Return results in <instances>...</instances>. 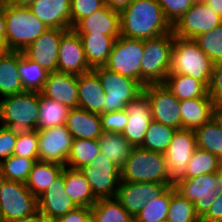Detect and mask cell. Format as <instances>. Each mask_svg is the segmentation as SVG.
I'll return each mask as SVG.
<instances>
[{"instance_id": "obj_1", "label": "cell", "mask_w": 222, "mask_h": 222, "mask_svg": "<svg viewBox=\"0 0 222 222\" xmlns=\"http://www.w3.org/2000/svg\"><path fill=\"white\" fill-rule=\"evenodd\" d=\"M119 13L124 37L146 40L172 32V25L157 0H133Z\"/></svg>"}, {"instance_id": "obj_2", "label": "cell", "mask_w": 222, "mask_h": 222, "mask_svg": "<svg viewBox=\"0 0 222 222\" xmlns=\"http://www.w3.org/2000/svg\"><path fill=\"white\" fill-rule=\"evenodd\" d=\"M40 93L24 91L0 98V125L20 136L37 130Z\"/></svg>"}, {"instance_id": "obj_3", "label": "cell", "mask_w": 222, "mask_h": 222, "mask_svg": "<svg viewBox=\"0 0 222 222\" xmlns=\"http://www.w3.org/2000/svg\"><path fill=\"white\" fill-rule=\"evenodd\" d=\"M121 181L139 183H174L168 175L165 154L133 147L121 168Z\"/></svg>"}, {"instance_id": "obj_4", "label": "cell", "mask_w": 222, "mask_h": 222, "mask_svg": "<svg viewBox=\"0 0 222 222\" xmlns=\"http://www.w3.org/2000/svg\"><path fill=\"white\" fill-rule=\"evenodd\" d=\"M214 62L193 39L174 36L169 74L188 75L209 86Z\"/></svg>"}, {"instance_id": "obj_5", "label": "cell", "mask_w": 222, "mask_h": 222, "mask_svg": "<svg viewBox=\"0 0 222 222\" xmlns=\"http://www.w3.org/2000/svg\"><path fill=\"white\" fill-rule=\"evenodd\" d=\"M6 19L5 41L10 51L23 52L49 29L28 7L4 5Z\"/></svg>"}, {"instance_id": "obj_6", "label": "cell", "mask_w": 222, "mask_h": 222, "mask_svg": "<svg viewBox=\"0 0 222 222\" xmlns=\"http://www.w3.org/2000/svg\"><path fill=\"white\" fill-rule=\"evenodd\" d=\"M174 34L167 33L152 39L144 40V54L140 68V83H164L170 73L171 54Z\"/></svg>"}, {"instance_id": "obj_7", "label": "cell", "mask_w": 222, "mask_h": 222, "mask_svg": "<svg viewBox=\"0 0 222 222\" xmlns=\"http://www.w3.org/2000/svg\"><path fill=\"white\" fill-rule=\"evenodd\" d=\"M105 91L104 113L124 110L129 101L143 93L144 86L131 77L108 70L104 66L92 68Z\"/></svg>"}, {"instance_id": "obj_8", "label": "cell", "mask_w": 222, "mask_h": 222, "mask_svg": "<svg viewBox=\"0 0 222 222\" xmlns=\"http://www.w3.org/2000/svg\"><path fill=\"white\" fill-rule=\"evenodd\" d=\"M0 196V222H13L38 211V200L25 183L4 180Z\"/></svg>"}, {"instance_id": "obj_9", "label": "cell", "mask_w": 222, "mask_h": 222, "mask_svg": "<svg viewBox=\"0 0 222 222\" xmlns=\"http://www.w3.org/2000/svg\"><path fill=\"white\" fill-rule=\"evenodd\" d=\"M175 190L194 204L195 212L201 219L215 201L222 186L218 173L200 175L190 179H179Z\"/></svg>"}, {"instance_id": "obj_10", "label": "cell", "mask_w": 222, "mask_h": 222, "mask_svg": "<svg viewBox=\"0 0 222 222\" xmlns=\"http://www.w3.org/2000/svg\"><path fill=\"white\" fill-rule=\"evenodd\" d=\"M143 54L144 40L131 39L120 35L115 40L104 67L140 82V68Z\"/></svg>"}, {"instance_id": "obj_11", "label": "cell", "mask_w": 222, "mask_h": 222, "mask_svg": "<svg viewBox=\"0 0 222 222\" xmlns=\"http://www.w3.org/2000/svg\"><path fill=\"white\" fill-rule=\"evenodd\" d=\"M80 171L84 174L97 199L117 196L121 180V168L110 162L101 152L90 165L84 166Z\"/></svg>"}, {"instance_id": "obj_12", "label": "cell", "mask_w": 222, "mask_h": 222, "mask_svg": "<svg viewBox=\"0 0 222 222\" xmlns=\"http://www.w3.org/2000/svg\"><path fill=\"white\" fill-rule=\"evenodd\" d=\"M222 23V18L202 1L193 5L172 26L174 36L194 39L200 34L209 32Z\"/></svg>"}, {"instance_id": "obj_13", "label": "cell", "mask_w": 222, "mask_h": 222, "mask_svg": "<svg viewBox=\"0 0 222 222\" xmlns=\"http://www.w3.org/2000/svg\"><path fill=\"white\" fill-rule=\"evenodd\" d=\"M143 92L149 99L153 121L181 129L180 101L164 83L148 84Z\"/></svg>"}, {"instance_id": "obj_14", "label": "cell", "mask_w": 222, "mask_h": 222, "mask_svg": "<svg viewBox=\"0 0 222 222\" xmlns=\"http://www.w3.org/2000/svg\"><path fill=\"white\" fill-rule=\"evenodd\" d=\"M37 133L39 161L66 166L74 139L66 125L37 130Z\"/></svg>"}, {"instance_id": "obj_15", "label": "cell", "mask_w": 222, "mask_h": 222, "mask_svg": "<svg viewBox=\"0 0 222 222\" xmlns=\"http://www.w3.org/2000/svg\"><path fill=\"white\" fill-rule=\"evenodd\" d=\"M197 148L193 129H177L166 150L169 178L175 183L185 174L186 168Z\"/></svg>"}, {"instance_id": "obj_16", "label": "cell", "mask_w": 222, "mask_h": 222, "mask_svg": "<svg viewBox=\"0 0 222 222\" xmlns=\"http://www.w3.org/2000/svg\"><path fill=\"white\" fill-rule=\"evenodd\" d=\"M174 183H139L121 181L116 198L135 217L150 199L161 196Z\"/></svg>"}, {"instance_id": "obj_17", "label": "cell", "mask_w": 222, "mask_h": 222, "mask_svg": "<svg viewBox=\"0 0 222 222\" xmlns=\"http://www.w3.org/2000/svg\"><path fill=\"white\" fill-rule=\"evenodd\" d=\"M57 71L77 76L92 71L81 37L73 29L67 30L60 39Z\"/></svg>"}, {"instance_id": "obj_18", "label": "cell", "mask_w": 222, "mask_h": 222, "mask_svg": "<svg viewBox=\"0 0 222 222\" xmlns=\"http://www.w3.org/2000/svg\"><path fill=\"white\" fill-rule=\"evenodd\" d=\"M66 31L67 29H47L23 51V54L49 73L57 71L60 39Z\"/></svg>"}, {"instance_id": "obj_19", "label": "cell", "mask_w": 222, "mask_h": 222, "mask_svg": "<svg viewBox=\"0 0 222 222\" xmlns=\"http://www.w3.org/2000/svg\"><path fill=\"white\" fill-rule=\"evenodd\" d=\"M124 111L128 115V121L122 135L133 147H139L152 121L149 99L143 92L136 99L129 101Z\"/></svg>"}, {"instance_id": "obj_20", "label": "cell", "mask_w": 222, "mask_h": 222, "mask_svg": "<svg viewBox=\"0 0 222 222\" xmlns=\"http://www.w3.org/2000/svg\"><path fill=\"white\" fill-rule=\"evenodd\" d=\"M37 200L38 210L49 222L78 207L65 192L64 169Z\"/></svg>"}, {"instance_id": "obj_21", "label": "cell", "mask_w": 222, "mask_h": 222, "mask_svg": "<svg viewBox=\"0 0 222 222\" xmlns=\"http://www.w3.org/2000/svg\"><path fill=\"white\" fill-rule=\"evenodd\" d=\"M41 93L70 109L78 108V76L64 72H50Z\"/></svg>"}, {"instance_id": "obj_22", "label": "cell", "mask_w": 222, "mask_h": 222, "mask_svg": "<svg viewBox=\"0 0 222 222\" xmlns=\"http://www.w3.org/2000/svg\"><path fill=\"white\" fill-rule=\"evenodd\" d=\"M72 29L78 34H104L117 39L121 35L120 13L104 5L89 17L79 20Z\"/></svg>"}, {"instance_id": "obj_23", "label": "cell", "mask_w": 222, "mask_h": 222, "mask_svg": "<svg viewBox=\"0 0 222 222\" xmlns=\"http://www.w3.org/2000/svg\"><path fill=\"white\" fill-rule=\"evenodd\" d=\"M71 0H34L28 8L48 28L72 29Z\"/></svg>"}, {"instance_id": "obj_24", "label": "cell", "mask_w": 222, "mask_h": 222, "mask_svg": "<svg viewBox=\"0 0 222 222\" xmlns=\"http://www.w3.org/2000/svg\"><path fill=\"white\" fill-rule=\"evenodd\" d=\"M105 91L98 76L87 72L78 76V108L91 113H104Z\"/></svg>"}, {"instance_id": "obj_25", "label": "cell", "mask_w": 222, "mask_h": 222, "mask_svg": "<svg viewBox=\"0 0 222 222\" xmlns=\"http://www.w3.org/2000/svg\"><path fill=\"white\" fill-rule=\"evenodd\" d=\"M65 125L74 139H99L103 132L100 115L81 108L70 109Z\"/></svg>"}, {"instance_id": "obj_26", "label": "cell", "mask_w": 222, "mask_h": 222, "mask_svg": "<svg viewBox=\"0 0 222 222\" xmlns=\"http://www.w3.org/2000/svg\"><path fill=\"white\" fill-rule=\"evenodd\" d=\"M181 129L201 127L213 118L214 105L211 98H194L180 101Z\"/></svg>"}, {"instance_id": "obj_27", "label": "cell", "mask_w": 222, "mask_h": 222, "mask_svg": "<svg viewBox=\"0 0 222 222\" xmlns=\"http://www.w3.org/2000/svg\"><path fill=\"white\" fill-rule=\"evenodd\" d=\"M65 192L78 207H92L98 200L84 174L77 169L64 167Z\"/></svg>"}, {"instance_id": "obj_28", "label": "cell", "mask_w": 222, "mask_h": 222, "mask_svg": "<svg viewBox=\"0 0 222 222\" xmlns=\"http://www.w3.org/2000/svg\"><path fill=\"white\" fill-rule=\"evenodd\" d=\"M83 43L85 57L91 68L104 66L112 51L115 38L104 34H79Z\"/></svg>"}, {"instance_id": "obj_29", "label": "cell", "mask_w": 222, "mask_h": 222, "mask_svg": "<svg viewBox=\"0 0 222 222\" xmlns=\"http://www.w3.org/2000/svg\"><path fill=\"white\" fill-rule=\"evenodd\" d=\"M64 167L62 164L36 161L25 184L32 194L38 198L62 173Z\"/></svg>"}, {"instance_id": "obj_30", "label": "cell", "mask_w": 222, "mask_h": 222, "mask_svg": "<svg viewBox=\"0 0 222 222\" xmlns=\"http://www.w3.org/2000/svg\"><path fill=\"white\" fill-rule=\"evenodd\" d=\"M98 144L101 154L120 168L125 165L126 159L133 149L122 133L103 131L98 139Z\"/></svg>"}, {"instance_id": "obj_31", "label": "cell", "mask_w": 222, "mask_h": 222, "mask_svg": "<svg viewBox=\"0 0 222 222\" xmlns=\"http://www.w3.org/2000/svg\"><path fill=\"white\" fill-rule=\"evenodd\" d=\"M164 84L179 101L194 98H210L208 88L200 80L188 75L168 74Z\"/></svg>"}, {"instance_id": "obj_32", "label": "cell", "mask_w": 222, "mask_h": 222, "mask_svg": "<svg viewBox=\"0 0 222 222\" xmlns=\"http://www.w3.org/2000/svg\"><path fill=\"white\" fill-rule=\"evenodd\" d=\"M24 92L18 72V51H10L0 59V97Z\"/></svg>"}, {"instance_id": "obj_33", "label": "cell", "mask_w": 222, "mask_h": 222, "mask_svg": "<svg viewBox=\"0 0 222 222\" xmlns=\"http://www.w3.org/2000/svg\"><path fill=\"white\" fill-rule=\"evenodd\" d=\"M18 72L24 91L41 93L49 72L21 51H18Z\"/></svg>"}, {"instance_id": "obj_34", "label": "cell", "mask_w": 222, "mask_h": 222, "mask_svg": "<svg viewBox=\"0 0 222 222\" xmlns=\"http://www.w3.org/2000/svg\"><path fill=\"white\" fill-rule=\"evenodd\" d=\"M70 108L40 93L39 116L37 130L54 128L66 124Z\"/></svg>"}, {"instance_id": "obj_35", "label": "cell", "mask_w": 222, "mask_h": 222, "mask_svg": "<svg viewBox=\"0 0 222 222\" xmlns=\"http://www.w3.org/2000/svg\"><path fill=\"white\" fill-rule=\"evenodd\" d=\"M91 215L92 222H134L116 197L98 199L91 207Z\"/></svg>"}, {"instance_id": "obj_36", "label": "cell", "mask_w": 222, "mask_h": 222, "mask_svg": "<svg viewBox=\"0 0 222 222\" xmlns=\"http://www.w3.org/2000/svg\"><path fill=\"white\" fill-rule=\"evenodd\" d=\"M100 152L98 139H73L66 167L80 170L90 165Z\"/></svg>"}, {"instance_id": "obj_37", "label": "cell", "mask_w": 222, "mask_h": 222, "mask_svg": "<svg viewBox=\"0 0 222 222\" xmlns=\"http://www.w3.org/2000/svg\"><path fill=\"white\" fill-rule=\"evenodd\" d=\"M176 130L152 120L139 147L153 152L165 153Z\"/></svg>"}, {"instance_id": "obj_38", "label": "cell", "mask_w": 222, "mask_h": 222, "mask_svg": "<svg viewBox=\"0 0 222 222\" xmlns=\"http://www.w3.org/2000/svg\"><path fill=\"white\" fill-rule=\"evenodd\" d=\"M197 147L217 157L222 155V130L214 118L195 130Z\"/></svg>"}, {"instance_id": "obj_39", "label": "cell", "mask_w": 222, "mask_h": 222, "mask_svg": "<svg viewBox=\"0 0 222 222\" xmlns=\"http://www.w3.org/2000/svg\"><path fill=\"white\" fill-rule=\"evenodd\" d=\"M219 167V157L197 147L190 158L184 176L180 179H190L200 175L217 173Z\"/></svg>"}, {"instance_id": "obj_40", "label": "cell", "mask_w": 222, "mask_h": 222, "mask_svg": "<svg viewBox=\"0 0 222 222\" xmlns=\"http://www.w3.org/2000/svg\"><path fill=\"white\" fill-rule=\"evenodd\" d=\"M171 201V186L159 197L150 199L134 217V222H164Z\"/></svg>"}, {"instance_id": "obj_41", "label": "cell", "mask_w": 222, "mask_h": 222, "mask_svg": "<svg viewBox=\"0 0 222 222\" xmlns=\"http://www.w3.org/2000/svg\"><path fill=\"white\" fill-rule=\"evenodd\" d=\"M167 222H200L194 208V204L183 197L171 185V201L167 215Z\"/></svg>"}, {"instance_id": "obj_42", "label": "cell", "mask_w": 222, "mask_h": 222, "mask_svg": "<svg viewBox=\"0 0 222 222\" xmlns=\"http://www.w3.org/2000/svg\"><path fill=\"white\" fill-rule=\"evenodd\" d=\"M36 161H39V159L11 155L0 162V169L6 180L26 183Z\"/></svg>"}, {"instance_id": "obj_43", "label": "cell", "mask_w": 222, "mask_h": 222, "mask_svg": "<svg viewBox=\"0 0 222 222\" xmlns=\"http://www.w3.org/2000/svg\"><path fill=\"white\" fill-rule=\"evenodd\" d=\"M193 40L213 62L222 61V23Z\"/></svg>"}, {"instance_id": "obj_44", "label": "cell", "mask_w": 222, "mask_h": 222, "mask_svg": "<svg viewBox=\"0 0 222 222\" xmlns=\"http://www.w3.org/2000/svg\"><path fill=\"white\" fill-rule=\"evenodd\" d=\"M13 155L28 159H38L37 130H33L29 134L17 136Z\"/></svg>"}, {"instance_id": "obj_45", "label": "cell", "mask_w": 222, "mask_h": 222, "mask_svg": "<svg viewBox=\"0 0 222 222\" xmlns=\"http://www.w3.org/2000/svg\"><path fill=\"white\" fill-rule=\"evenodd\" d=\"M105 5L104 0H71V27L79 20L89 17Z\"/></svg>"}, {"instance_id": "obj_46", "label": "cell", "mask_w": 222, "mask_h": 222, "mask_svg": "<svg viewBox=\"0 0 222 222\" xmlns=\"http://www.w3.org/2000/svg\"><path fill=\"white\" fill-rule=\"evenodd\" d=\"M157 2L162 7L166 19L173 26L195 0H157Z\"/></svg>"}, {"instance_id": "obj_47", "label": "cell", "mask_w": 222, "mask_h": 222, "mask_svg": "<svg viewBox=\"0 0 222 222\" xmlns=\"http://www.w3.org/2000/svg\"><path fill=\"white\" fill-rule=\"evenodd\" d=\"M102 131L122 133L127 125L128 115L124 110L100 114Z\"/></svg>"}, {"instance_id": "obj_48", "label": "cell", "mask_w": 222, "mask_h": 222, "mask_svg": "<svg viewBox=\"0 0 222 222\" xmlns=\"http://www.w3.org/2000/svg\"><path fill=\"white\" fill-rule=\"evenodd\" d=\"M208 95L214 107L222 106V61L214 62Z\"/></svg>"}, {"instance_id": "obj_49", "label": "cell", "mask_w": 222, "mask_h": 222, "mask_svg": "<svg viewBox=\"0 0 222 222\" xmlns=\"http://www.w3.org/2000/svg\"><path fill=\"white\" fill-rule=\"evenodd\" d=\"M17 136L0 125V162L13 155Z\"/></svg>"}, {"instance_id": "obj_50", "label": "cell", "mask_w": 222, "mask_h": 222, "mask_svg": "<svg viewBox=\"0 0 222 222\" xmlns=\"http://www.w3.org/2000/svg\"><path fill=\"white\" fill-rule=\"evenodd\" d=\"M50 222H92L90 207H77L64 216L51 220Z\"/></svg>"}, {"instance_id": "obj_51", "label": "cell", "mask_w": 222, "mask_h": 222, "mask_svg": "<svg viewBox=\"0 0 222 222\" xmlns=\"http://www.w3.org/2000/svg\"><path fill=\"white\" fill-rule=\"evenodd\" d=\"M215 201L200 222H222V188L215 196Z\"/></svg>"}, {"instance_id": "obj_52", "label": "cell", "mask_w": 222, "mask_h": 222, "mask_svg": "<svg viewBox=\"0 0 222 222\" xmlns=\"http://www.w3.org/2000/svg\"><path fill=\"white\" fill-rule=\"evenodd\" d=\"M133 0H104L105 5L110 9L120 12L128 7Z\"/></svg>"}, {"instance_id": "obj_53", "label": "cell", "mask_w": 222, "mask_h": 222, "mask_svg": "<svg viewBox=\"0 0 222 222\" xmlns=\"http://www.w3.org/2000/svg\"><path fill=\"white\" fill-rule=\"evenodd\" d=\"M13 222H49L48 219L38 210L34 214Z\"/></svg>"}, {"instance_id": "obj_54", "label": "cell", "mask_w": 222, "mask_h": 222, "mask_svg": "<svg viewBox=\"0 0 222 222\" xmlns=\"http://www.w3.org/2000/svg\"><path fill=\"white\" fill-rule=\"evenodd\" d=\"M202 2L222 18V0H203Z\"/></svg>"}, {"instance_id": "obj_55", "label": "cell", "mask_w": 222, "mask_h": 222, "mask_svg": "<svg viewBox=\"0 0 222 222\" xmlns=\"http://www.w3.org/2000/svg\"><path fill=\"white\" fill-rule=\"evenodd\" d=\"M6 36V19L4 5L0 3V40L5 41Z\"/></svg>"}, {"instance_id": "obj_56", "label": "cell", "mask_w": 222, "mask_h": 222, "mask_svg": "<svg viewBox=\"0 0 222 222\" xmlns=\"http://www.w3.org/2000/svg\"><path fill=\"white\" fill-rule=\"evenodd\" d=\"M34 0H0L3 5L28 7Z\"/></svg>"}, {"instance_id": "obj_57", "label": "cell", "mask_w": 222, "mask_h": 222, "mask_svg": "<svg viewBox=\"0 0 222 222\" xmlns=\"http://www.w3.org/2000/svg\"><path fill=\"white\" fill-rule=\"evenodd\" d=\"M213 118L222 130V106L221 107H214Z\"/></svg>"}, {"instance_id": "obj_58", "label": "cell", "mask_w": 222, "mask_h": 222, "mask_svg": "<svg viewBox=\"0 0 222 222\" xmlns=\"http://www.w3.org/2000/svg\"><path fill=\"white\" fill-rule=\"evenodd\" d=\"M9 52H10V49L8 48L6 44V41L0 40V59L3 58Z\"/></svg>"}, {"instance_id": "obj_59", "label": "cell", "mask_w": 222, "mask_h": 222, "mask_svg": "<svg viewBox=\"0 0 222 222\" xmlns=\"http://www.w3.org/2000/svg\"><path fill=\"white\" fill-rule=\"evenodd\" d=\"M4 180H5V177L3 176V173L1 172V169H0V193H1V189L3 186ZM0 196H1V194H0Z\"/></svg>"}, {"instance_id": "obj_60", "label": "cell", "mask_w": 222, "mask_h": 222, "mask_svg": "<svg viewBox=\"0 0 222 222\" xmlns=\"http://www.w3.org/2000/svg\"><path fill=\"white\" fill-rule=\"evenodd\" d=\"M217 173H218L219 180H220V183H221V186H222V165H220Z\"/></svg>"}, {"instance_id": "obj_61", "label": "cell", "mask_w": 222, "mask_h": 222, "mask_svg": "<svg viewBox=\"0 0 222 222\" xmlns=\"http://www.w3.org/2000/svg\"><path fill=\"white\" fill-rule=\"evenodd\" d=\"M220 165H222V155L219 157Z\"/></svg>"}]
</instances>
